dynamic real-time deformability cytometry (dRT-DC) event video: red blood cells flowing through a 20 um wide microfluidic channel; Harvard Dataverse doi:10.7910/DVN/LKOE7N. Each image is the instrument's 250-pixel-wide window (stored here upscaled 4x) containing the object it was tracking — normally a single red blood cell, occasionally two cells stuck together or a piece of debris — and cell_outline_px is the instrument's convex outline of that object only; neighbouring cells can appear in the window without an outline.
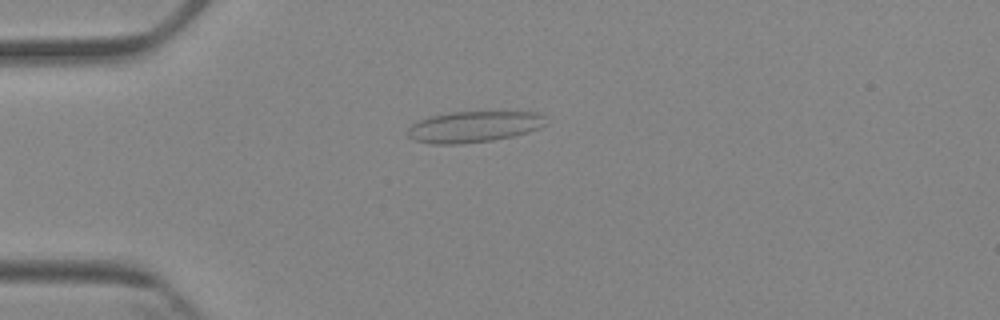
{"species": "Egyptian fruit bat (a non-hibernating species)", "species_latin": "Rousettus aegyptiacus", "temperature_condition": "cold", "stored_images_in_passage": 4, "camera_frame_rate_fps": 3000, "um_per_image_px": 0.085, "animal": {"sex": "female"}, "frame": {"image": 1, "passage_image": 1, "time_ms": 0.0, "image_size_px": [1000, 320], "cell_outline_px": [[548, 124], [540, 128], [528, 132], [512, 136], [492, 140], [460, 144], [432, 144], [416, 140], [408, 136], [408, 128], [412, 124], [428, 116], [452, 112], [536, 112], [544, 116]], "centroid_in_image_um": [40.29, 10.77], "position_along_channel_um": 44.7, "area_um2": 25.03}}
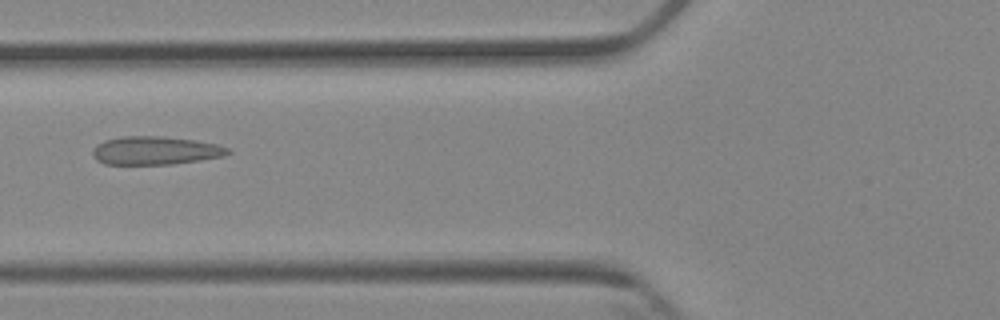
{"frame": {"image": 2, "passage_image": 3, "time_ms": 2.333, "image_size_px": [1000, 320], "cell_outline_px": [[232, 152], [224, 156], [200, 160], [172, 164], [104, 164], [96, 160], [92, 156], [92, 148], [96, 144], [104, 140], [124, 136], [164, 136], [192, 140], [216, 144], [232, 148]], "centroid_in_image_um": [13.19, 12.79], "position_along_channel_um": 112.6, "area_um2": 22.48}}
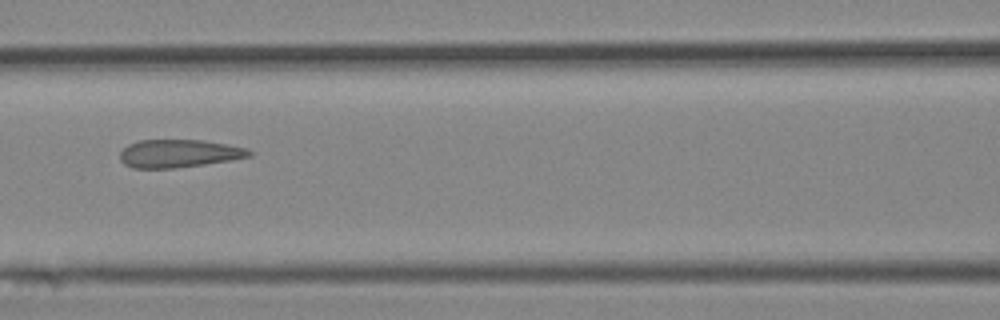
{"frame": {"image": 3, "passage_image": 4, "time_ms": 3.333, "image_size_px": [1000, 320], "cell_outline_px": [[252, 156], [232, 160], [176, 168], [132, 168], [124, 164], [120, 160], [120, 152], [128, 144], [140, 140], [200, 140], [248, 148], [252, 152]], "centroid_in_image_um": [15.2, 13.05], "position_along_channel_um": 151.4, "area_um2": 21.04}}